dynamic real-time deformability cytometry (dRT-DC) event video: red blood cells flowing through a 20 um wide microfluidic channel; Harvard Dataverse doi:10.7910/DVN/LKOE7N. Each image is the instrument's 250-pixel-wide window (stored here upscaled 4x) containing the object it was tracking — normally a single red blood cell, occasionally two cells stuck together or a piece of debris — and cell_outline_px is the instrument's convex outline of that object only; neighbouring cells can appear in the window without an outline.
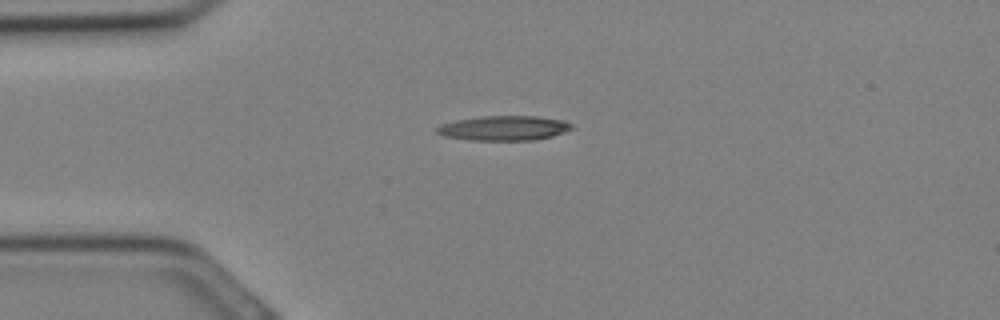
{"species": "Egyptian fruit bat (a non-hibernating species)", "species_latin": "Rousettus aegyptiacus", "temperature_condition": "cold", "stored_images_in_passage": 27, "camera_frame_rate_fps": 3000, "um_per_image_px": 0.085, "animal": {"sex": "female"}, "frame": {"image": 1, "passage_image": 7, "time_ms": 2.0, "image_size_px": [1000, 320], "cell_outline_px": [[576, 128], [552, 136], [536, 140], [468, 140], [444, 136], [436, 132], [436, 128], [440, 124], [456, 120], [484, 116], [536, 116], [564, 120], [572, 124]], "centroid_in_image_um": [42.86, 10.89], "position_along_channel_um": 42.1, "area_um2": 19.54}}
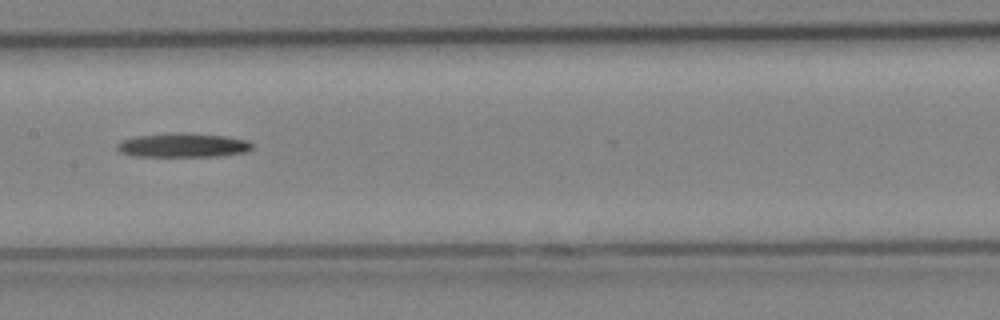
{"frame": {"image": 2, "passage_image": 15, "time_ms": 4.667, "image_size_px": [1000, 320], "cell_outline_px": [[256, 144], [248, 152], [220, 156], [132, 156], [120, 152], [116, 148], [116, 144], [120, 140], [136, 136], [176, 132], [184, 132], [224, 136], [248, 140]], "centroid_in_image_um": [15.57, 12.34], "position_along_channel_um": 191.8, "area_um2": 19.31}}
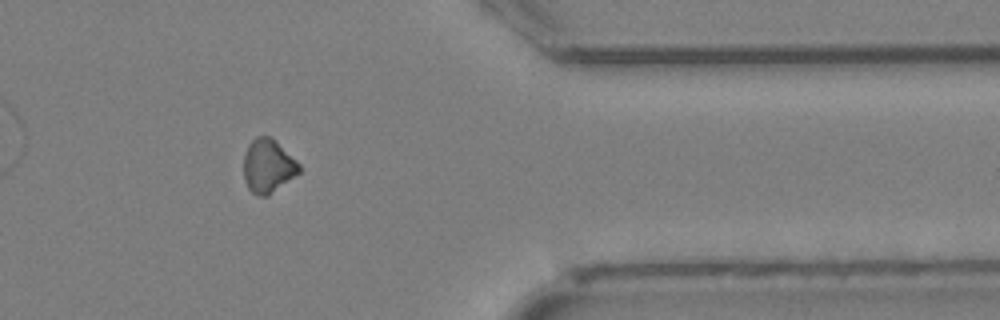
{"frame": {"image": 3, "passage_image": 25, "time_ms": 8.0, "image_size_px": [1000, 320], "cell_outline_px": [[300, 172], [268, 196], [256, 196], [248, 188], [244, 180], [244, 152], [248, 144], [256, 136], [272, 136], [300, 164]], "centroid_in_image_um": [22.77, 14.1], "position_along_channel_um": 388.6, "area_um2": 17.51}}